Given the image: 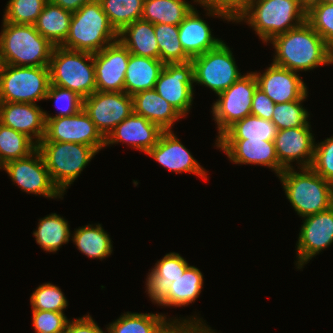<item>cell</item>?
<instances>
[{
    "instance_id": "cell-42",
    "label": "cell",
    "mask_w": 333,
    "mask_h": 333,
    "mask_svg": "<svg viewBox=\"0 0 333 333\" xmlns=\"http://www.w3.org/2000/svg\"><path fill=\"white\" fill-rule=\"evenodd\" d=\"M54 100L55 106H57L59 113L55 116H51L46 111H44L45 119L71 116L77 114L81 109H83V98L80 97L74 91L65 89L59 86H54L50 84L46 99Z\"/></svg>"
},
{
    "instance_id": "cell-20",
    "label": "cell",
    "mask_w": 333,
    "mask_h": 333,
    "mask_svg": "<svg viewBox=\"0 0 333 333\" xmlns=\"http://www.w3.org/2000/svg\"><path fill=\"white\" fill-rule=\"evenodd\" d=\"M161 166L171 172L192 173L207 180V171L181 143L174 131H164L157 144L147 153Z\"/></svg>"
},
{
    "instance_id": "cell-32",
    "label": "cell",
    "mask_w": 333,
    "mask_h": 333,
    "mask_svg": "<svg viewBox=\"0 0 333 333\" xmlns=\"http://www.w3.org/2000/svg\"><path fill=\"white\" fill-rule=\"evenodd\" d=\"M193 8L185 0H144L141 18L152 24L179 25Z\"/></svg>"
},
{
    "instance_id": "cell-7",
    "label": "cell",
    "mask_w": 333,
    "mask_h": 333,
    "mask_svg": "<svg viewBox=\"0 0 333 333\" xmlns=\"http://www.w3.org/2000/svg\"><path fill=\"white\" fill-rule=\"evenodd\" d=\"M37 149L53 183L63 194L98 153L91 146L73 142L40 141Z\"/></svg>"
},
{
    "instance_id": "cell-6",
    "label": "cell",
    "mask_w": 333,
    "mask_h": 333,
    "mask_svg": "<svg viewBox=\"0 0 333 333\" xmlns=\"http://www.w3.org/2000/svg\"><path fill=\"white\" fill-rule=\"evenodd\" d=\"M50 83L83 99L96 91L93 53L54 46L49 62Z\"/></svg>"
},
{
    "instance_id": "cell-24",
    "label": "cell",
    "mask_w": 333,
    "mask_h": 333,
    "mask_svg": "<svg viewBox=\"0 0 333 333\" xmlns=\"http://www.w3.org/2000/svg\"><path fill=\"white\" fill-rule=\"evenodd\" d=\"M188 266V262L175 252L167 253L155 263L145 282V292L155 305H159L166 298L172 282L183 275Z\"/></svg>"
},
{
    "instance_id": "cell-38",
    "label": "cell",
    "mask_w": 333,
    "mask_h": 333,
    "mask_svg": "<svg viewBox=\"0 0 333 333\" xmlns=\"http://www.w3.org/2000/svg\"><path fill=\"white\" fill-rule=\"evenodd\" d=\"M308 95L299 100L275 104L271 121L276 125L277 130L306 126L309 121V112L302 103Z\"/></svg>"
},
{
    "instance_id": "cell-46",
    "label": "cell",
    "mask_w": 333,
    "mask_h": 333,
    "mask_svg": "<svg viewBox=\"0 0 333 333\" xmlns=\"http://www.w3.org/2000/svg\"><path fill=\"white\" fill-rule=\"evenodd\" d=\"M274 107L275 103L257 87L252 99L251 115L271 121Z\"/></svg>"
},
{
    "instance_id": "cell-8",
    "label": "cell",
    "mask_w": 333,
    "mask_h": 333,
    "mask_svg": "<svg viewBox=\"0 0 333 333\" xmlns=\"http://www.w3.org/2000/svg\"><path fill=\"white\" fill-rule=\"evenodd\" d=\"M50 84L48 66L0 64V102L36 104L46 99Z\"/></svg>"
},
{
    "instance_id": "cell-9",
    "label": "cell",
    "mask_w": 333,
    "mask_h": 333,
    "mask_svg": "<svg viewBox=\"0 0 333 333\" xmlns=\"http://www.w3.org/2000/svg\"><path fill=\"white\" fill-rule=\"evenodd\" d=\"M194 316L170 320L162 313L124 312L106 328L108 333H216L202 318Z\"/></svg>"
},
{
    "instance_id": "cell-51",
    "label": "cell",
    "mask_w": 333,
    "mask_h": 333,
    "mask_svg": "<svg viewBox=\"0 0 333 333\" xmlns=\"http://www.w3.org/2000/svg\"><path fill=\"white\" fill-rule=\"evenodd\" d=\"M330 189H331V200H332V204H333V180L330 181Z\"/></svg>"
},
{
    "instance_id": "cell-11",
    "label": "cell",
    "mask_w": 333,
    "mask_h": 333,
    "mask_svg": "<svg viewBox=\"0 0 333 333\" xmlns=\"http://www.w3.org/2000/svg\"><path fill=\"white\" fill-rule=\"evenodd\" d=\"M258 82L253 72L243 74L212 103V115L218 129L216 140L236 121L251 115L252 99Z\"/></svg>"
},
{
    "instance_id": "cell-27",
    "label": "cell",
    "mask_w": 333,
    "mask_h": 333,
    "mask_svg": "<svg viewBox=\"0 0 333 333\" xmlns=\"http://www.w3.org/2000/svg\"><path fill=\"white\" fill-rule=\"evenodd\" d=\"M164 65L160 59L130 54L124 79V92L133 96L140 91L154 89Z\"/></svg>"
},
{
    "instance_id": "cell-44",
    "label": "cell",
    "mask_w": 333,
    "mask_h": 333,
    "mask_svg": "<svg viewBox=\"0 0 333 333\" xmlns=\"http://www.w3.org/2000/svg\"><path fill=\"white\" fill-rule=\"evenodd\" d=\"M70 320L64 312L32 310V325L35 333H61Z\"/></svg>"
},
{
    "instance_id": "cell-36",
    "label": "cell",
    "mask_w": 333,
    "mask_h": 333,
    "mask_svg": "<svg viewBox=\"0 0 333 333\" xmlns=\"http://www.w3.org/2000/svg\"><path fill=\"white\" fill-rule=\"evenodd\" d=\"M154 31L159 47V59L164 64L184 63L191 60L179 41L178 25L154 24Z\"/></svg>"
},
{
    "instance_id": "cell-4",
    "label": "cell",
    "mask_w": 333,
    "mask_h": 333,
    "mask_svg": "<svg viewBox=\"0 0 333 333\" xmlns=\"http://www.w3.org/2000/svg\"><path fill=\"white\" fill-rule=\"evenodd\" d=\"M118 40L99 0L85 3L72 13L70 29L61 47L74 51L97 53Z\"/></svg>"
},
{
    "instance_id": "cell-17",
    "label": "cell",
    "mask_w": 333,
    "mask_h": 333,
    "mask_svg": "<svg viewBox=\"0 0 333 333\" xmlns=\"http://www.w3.org/2000/svg\"><path fill=\"white\" fill-rule=\"evenodd\" d=\"M130 54L119 40L93 53L96 91L124 92Z\"/></svg>"
},
{
    "instance_id": "cell-47",
    "label": "cell",
    "mask_w": 333,
    "mask_h": 333,
    "mask_svg": "<svg viewBox=\"0 0 333 333\" xmlns=\"http://www.w3.org/2000/svg\"><path fill=\"white\" fill-rule=\"evenodd\" d=\"M66 333H106L100 326L93 320L91 315H84L78 319L70 320L66 327Z\"/></svg>"
},
{
    "instance_id": "cell-41",
    "label": "cell",
    "mask_w": 333,
    "mask_h": 333,
    "mask_svg": "<svg viewBox=\"0 0 333 333\" xmlns=\"http://www.w3.org/2000/svg\"><path fill=\"white\" fill-rule=\"evenodd\" d=\"M306 21L333 49V4L317 2L307 9Z\"/></svg>"
},
{
    "instance_id": "cell-2",
    "label": "cell",
    "mask_w": 333,
    "mask_h": 333,
    "mask_svg": "<svg viewBox=\"0 0 333 333\" xmlns=\"http://www.w3.org/2000/svg\"><path fill=\"white\" fill-rule=\"evenodd\" d=\"M307 9L300 0H252L235 22H245L263 43L306 21Z\"/></svg>"
},
{
    "instance_id": "cell-10",
    "label": "cell",
    "mask_w": 333,
    "mask_h": 333,
    "mask_svg": "<svg viewBox=\"0 0 333 333\" xmlns=\"http://www.w3.org/2000/svg\"><path fill=\"white\" fill-rule=\"evenodd\" d=\"M191 61L194 83L210 88L216 95L228 89L242 76L230 47L224 41Z\"/></svg>"
},
{
    "instance_id": "cell-50",
    "label": "cell",
    "mask_w": 333,
    "mask_h": 333,
    "mask_svg": "<svg viewBox=\"0 0 333 333\" xmlns=\"http://www.w3.org/2000/svg\"><path fill=\"white\" fill-rule=\"evenodd\" d=\"M210 0H193V2L197 3V5H206Z\"/></svg>"
},
{
    "instance_id": "cell-15",
    "label": "cell",
    "mask_w": 333,
    "mask_h": 333,
    "mask_svg": "<svg viewBox=\"0 0 333 333\" xmlns=\"http://www.w3.org/2000/svg\"><path fill=\"white\" fill-rule=\"evenodd\" d=\"M83 110L106 138L133 112V98L126 92L95 91L83 99Z\"/></svg>"
},
{
    "instance_id": "cell-33",
    "label": "cell",
    "mask_w": 333,
    "mask_h": 333,
    "mask_svg": "<svg viewBox=\"0 0 333 333\" xmlns=\"http://www.w3.org/2000/svg\"><path fill=\"white\" fill-rule=\"evenodd\" d=\"M68 221L56 213L39 219L37 229L33 232L36 243L46 252L56 253L62 245L71 239Z\"/></svg>"
},
{
    "instance_id": "cell-25",
    "label": "cell",
    "mask_w": 333,
    "mask_h": 333,
    "mask_svg": "<svg viewBox=\"0 0 333 333\" xmlns=\"http://www.w3.org/2000/svg\"><path fill=\"white\" fill-rule=\"evenodd\" d=\"M179 41L184 52L192 59L215 49L223 40L213 36L209 24L199 15L196 7L178 25Z\"/></svg>"
},
{
    "instance_id": "cell-14",
    "label": "cell",
    "mask_w": 333,
    "mask_h": 333,
    "mask_svg": "<svg viewBox=\"0 0 333 333\" xmlns=\"http://www.w3.org/2000/svg\"><path fill=\"white\" fill-rule=\"evenodd\" d=\"M192 61L167 63L155 83L156 92L183 117L191 110L194 95Z\"/></svg>"
},
{
    "instance_id": "cell-19",
    "label": "cell",
    "mask_w": 333,
    "mask_h": 333,
    "mask_svg": "<svg viewBox=\"0 0 333 333\" xmlns=\"http://www.w3.org/2000/svg\"><path fill=\"white\" fill-rule=\"evenodd\" d=\"M311 124L306 126L277 130L274 139L277 158L284 169L294 168L292 162H297L299 168L311 167L314 159L315 138Z\"/></svg>"
},
{
    "instance_id": "cell-43",
    "label": "cell",
    "mask_w": 333,
    "mask_h": 333,
    "mask_svg": "<svg viewBox=\"0 0 333 333\" xmlns=\"http://www.w3.org/2000/svg\"><path fill=\"white\" fill-rule=\"evenodd\" d=\"M252 0H210L204 7L206 15L218 17L227 22H235L237 18L249 7Z\"/></svg>"
},
{
    "instance_id": "cell-23",
    "label": "cell",
    "mask_w": 333,
    "mask_h": 333,
    "mask_svg": "<svg viewBox=\"0 0 333 333\" xmlns=\"http://www.w3.org/2000/svg\"><path fill=\"white\" fill-rule=\"evenodd\" d=\"M37 104L0 102V123L21 132L38 144L45 136L44 111Z\"/></svg>"
},
{
    "instance_id": "cell-13",
    "label": "cell",
    "mask_w": 333,
    "mask_h": 333,
    "mask_svg": "<svg viewBox=\"0 0 333 333\" xmlns=\"http://www.w3.org/2000/svg\"><path fill=\"white\" fill-rule=\"evenodd\" d=\"M45 136L41 141L73 142L93 147L98 153L105 146V137L87 113L45 119Z\"/></svg>"
},
{
    "instance_id": "cell-37",
    "label": "cell",
    "mask_w": 333,
    "mask_h": 333,
    "mask_svg": "<svg viewBox=\"0 0 333 333\" xmlns=\"http://www.w3.org/2000/svg\"><path fill=\"white\" fill-rule=\"evenodd\" d=\"M113 28L119 33L141 19L144 0H99Z\"/></svg>"
},
{
    "instance_id": "cell-18",
    "label": "cell",
    "mask_w": 333,
    "mask_h": 333,
    "mask_svg": "<svg viewBox=\"0 0 333 333\" xmlns=\"http://www.w3.org/2000/svg\"><path fill=\"white\" fill-rule=\"evenodd\" d=\"M215 146L235 164L266 166L277 174L285 170L277 158L274 141L249 139H217Z\"/></svg>"
},
{
    "instance_id": "cell-31",
    "label": "cell",
    "mask_w": 333,
    "mask_h": 333,
    "mask_svg": "<svg viewBox=\"0 0 333 333\" xmlns=\"http://www.w3.org/2000/svg\"><path fill=\"white\" fill-rule=\"evenodd\" d=\"M71 237L77 249L88 258L103 260L113 252L112 240L99 223L78 227Z\"/></svg>"
},
{
    "instance_id": "cell-26",
    "label": "cell",
    "mask_w": 333,
    "mask_h": 333,
    "mask_svg": "<svg viewBox=\"0 0 333 333\" xmlns=\"http://www.w3.org/2000/svg\"><path fill=\"white\" fill-rule=\"evenodd\" d=\"M132 98L133 112L158 125L163 131H171L175 122L184 118L155 89L140 91Z\"/></svg>"
},
{
    "instance_id": "cell-21",
    "label": "cell",
    "mask_w": 333,
    "mask_h": 333,
    "mask_svg": "<svg viewBox=\"0 0 333 333\" xmlns=\"http://www.w3.org/2000/svg\"><path fill=\"white\" fill-rule=\"evenodd\" d=\"M258 87L275 103L299 100L308 95L307 86L297 72L271 63L261 74L253 72Z\"/></svg>"
},
{
    "instance_id": "cell-30",
    "label": "cell",
    "mask_w": 333,
    "mask_h": 333,
    "mask_svg": "<svg viewBox=\"0 0 333 333\" xmlns=\"http://www.w3.org/2000/svg\"><path fill=\"white\" fill-rule=\"evenodd\" d=\"M203 281L201 271L189 265L183 275L172 282L166 298L159 305L172 308L190 305L200 296Z\"/></svg>"
},
{
    "instance_id": "cell-52",
    "label": "cell",
    "mask_w": 333,
    "mask_h": 333,
    "mask_svg": "<svg viewBox=\"0 0 333 333\" xmlns=\"http://www.w3.org/2000/svg\"><path fill=\"white\" fill-rule=\"evenodd\" d=\"M322 2L333 4V0H322Z\"/></svg>"
},
{
    "instance_id": "cell-34",
    "label": "cell",
    "mask_w": 333,
    "mask_h": 333,
    "mask_svg": "<svg viewBox=\"0 0 333 333\" xmlns=\"http://www.w3.org/2000/svg\"><path fill=\"white\" fill-rule=\"evenodd\" d=\"M277 134L276 125L258 116L248 115L236 121L218 139H249L274 141Z\"/></svg>"
},
{
    "instance_id": "cell-28",
    "label": "cell",
    "mask_w": 333,
    "mask_h": 333,
    "mask_svg": "<svg viewBox=\"0 0 333 333\" xmlns=\"http://www.w3.org/2000/svg\"><path fill=\"white\" fill-rule=\"evenodd\" d=\"M118 40L132 55L159 59L154 24L142 18L125 26L118 33Z\"/></svg>"
},
{
    "instance_id": "cell-48",
    "label": "cell",
    "mask_w": 333,
    "mask_h": 333,
    "mask_svg": "<svg viewBox=\"0 0 333 333\" xmlns=\"http://www.w3.org/2000/svg\"><path fill=\"white\" fill-rule=\"evenodd\" d=\"M52 4L60 6L61 8L68 10L70 12H76L79 10L85 3L94 1V0H49Z\"/></svg>"
},
{
    "instance_id": "cell-49",
    "label": "cell",
    "mask_w": 333,
    "mask_h": 333,
    "mask_svg": "<svg viewBox=\"0 0 333 333\" xmlns=\"http://www.w3.org/2000/svg\"><path fill=\"white\" fill-rule=\"evenodd\" d=\"M322 0H300L301 4L308 9L311 5L321 2Z\"/></svg>"
},
{
    "instance_id": "cell-3",
    "label": "cell",
    "mask_w": 333,
    "mask_h": 333,
    "mask_svg": "<svg viewBox=\"0 0 333 333\" xmlns=\"http://www.w3.org/2000/svg\"><path fill=\"white\" fill-rule=\"evenodd\" d=\"M0 33V64L42 67L49 66L54 48L31 24L3 21Z\"/></svg>"
},
{
    "instance_id": "cell-39",
    "label": "cell",
    "mask_w": 333,
    "mask_h": 333,
    "mask_svg": "<svg viewBox=\"0 0 333 333\" xmlns=\"http://www.w3.org/2000/svg\"><path fill=\"white\" fill-rule=\"evenodd\" d=\"M49 0H9L3 20L12 24L34 25Z\"/></svg>"
},
{
    "instance_id": "cell-5",
    "label": "cell",
    "mask_w": 333,
    "mask_h": 333,
    "mask_svg": "<svg viewBox=\"0 0 333 333\" xmlns=\"http://www.w3.org/2000/svg\"><path fill=\"white\" fill-rule=\"evenodd\" d=\"M299 169L288 168L278 176L295 212L303 218L331 208L330 182L311 167Z\"/></svg>"
},
{
    "instance_id": "cell-45",
    "label": "cell",
    "mask_w": 333,
    "mask_h": 333,
    "mask_svg": "<svg viewBox=\"0 0 333 333\" xmlns=\"http://www.w3.org/2000/svg\"><path fill=\"white\" fill-rule=\"evenodd\" d=\"M311 168L326 181L333 180V136L315 143Z\"/></svg>"
},
{
    "instance_id": "cell-12",
    "label": "cell",
    "mask_w": 333,
    "mask_h": 333,
    "mask_svg": "<svg viewBox=\"0 0 333 333\" xmlns=\"http://www.w3.org/2000/svg\"><path fill=\"white\" fill-rule=\"evenodd\" d=\"M2 169L8 174L13 184H16L23 192L50 199H61L64 196L53 183L38 149L27 157L6 163Z\"/></svg>"
},
{
    "instance_id": "cell-35",
    "label": "cell",
    "mask_w": 333,
    "mask_h": 333,
    "mask_svg": "<svg viewBox=\"0 0 333 333\" xmlns=\"http://www.w3.org/2000/svg\"><path fill=\"white\" fill-rule=\"evenodd\" d=\"M37 144L27 135L0 123V165L29 156Z\"/></svg>"
},
{
    "instance_id": "cell-22",
    "label": "cell",
    "mask_w": 333,
    "mask_h": 333,
    "mask_svg": "<svg viewBox=\"0 0 333 333\" xmlns=\"http://www.w3.org/2000/svg\"><path fill=\"white\" fill-rule=\"evenodd\" d=\"M163 132L158 125L132 112L107 135L105 146L123 142L146 154Z\"/></svg>"
},
{
    "instance_id": "cell-29",
    "label": "cell",
    "mask_w": 333,
    "mask_h": 333,
    "mask_svg": "<svg viewBox=\"0 0 333 333\" xmlns=\"http://www.w3.org/2000/svg\"><path fill=\"white\" fill-rule=\"evenodd\" d=\"M72 12L48 1L34 24L36 30L54 46H61L68 36Z\"/></svg>"
},
{
    "instance_id": "cell-16",
    "label": "cell",
    "mask_w": 333,
    "mask_h": 333,
    "mask_svg": "<svg viewBox=\"0 0 333 333\" xmlns=\"http://www.w3.org/2000/svg\"><path fill=\"white\" fill-rule=\"evenodd\" d=\"M303 220L296 243L295 265L298 270L333 244V206L326 211L303 217Z\"/></svg>"
},
{
    "instance_id": "cell-1",
    "label": "cell",
    "mask_w": 333,
    "mask_h": 333,
    "mask_svg": "<svg viewBox=\"0 0 333 333\" xmlns=\"http://www.w3.org/2000/svg\"><path fill=\"white\" fill-rule=\"evenodd\" d=\"M269 43L275 48L272 64L279 67L298 73L332 65L333 49L307 21L273 37Z\"/></svg>"
},
{
    "instance_id": "cell-40",
    "label": "cell",
    "mask_w": 333,
    "mask_h": 333,
    "mask_svg": "<svg viewBox=\"0 0 333 333\" xmlns=\"http://www.w3.org/2000/svg\"><path fill=\"white\" fill-rule=\"evenodd\" d=\"M32 310L64 312L68 301L61 289L52 283L41 284L30 296Z\"/></svg>"
}]
</instances>
